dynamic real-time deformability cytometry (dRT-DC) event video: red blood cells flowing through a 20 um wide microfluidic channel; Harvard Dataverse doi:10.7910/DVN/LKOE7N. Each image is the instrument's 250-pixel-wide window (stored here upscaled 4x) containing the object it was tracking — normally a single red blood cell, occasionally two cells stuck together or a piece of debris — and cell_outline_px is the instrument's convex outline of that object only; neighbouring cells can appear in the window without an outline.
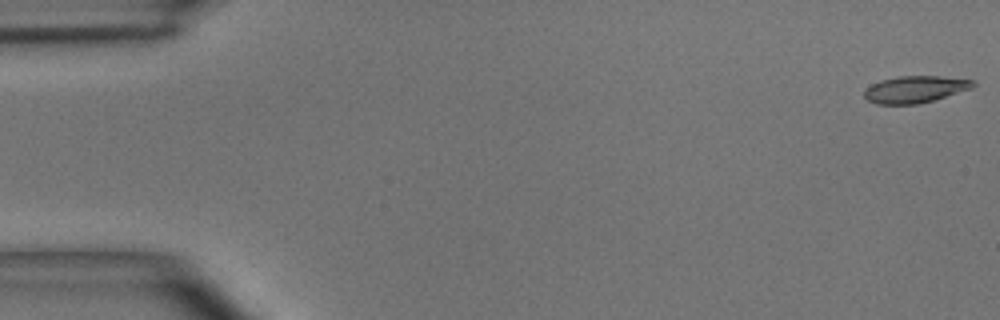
{"species": "common noctule bat (a hibernating species)", "species_latin": "Nyctalus noctula", "temperature_condition": "room temperature", "stored_images_in_passage": 50, "camera_frame_rate_fps": 3000, "um_per_image_px": 0.085, "animal": {"sex": "male", "body_mass_g": 15.6}, "frame": {"image": 1, "passage_image": 1, "time_ms": 0.0, "image_size_px": [1000, 320], "cell_outline_px": [[976, 84], [972, 88], [920, 104], [876, 104], [868, 100], [864, 96], [864, 88], [880, 80], [900, 76], [940, 76], [972, 80]], "centroid_in_image_um": [77.75, 7.59], "position_along_channel_um": 7.3, "area_um2": 16.99}}
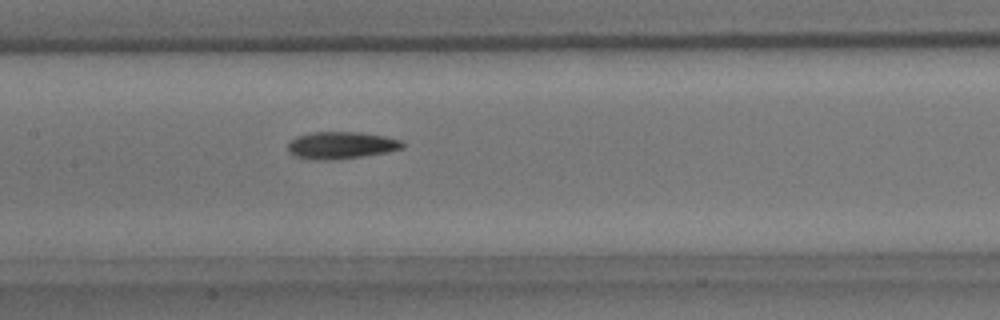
{"frame": {"image": 2, "passage_image": 24, "time_ms": 7.667, "image_size_px": [1000, 320], "cell_outline_px": [[404, 148], [364, 156], [296, 156], [288, 152], [288, 144], [296, 136], [308, 132], [360, 132], [384, 136], [404, 140]], "centroid_in_image_um": [29.09, 12.26], "position_along_channel_um": 178.3, "area_um2": 16.99}}
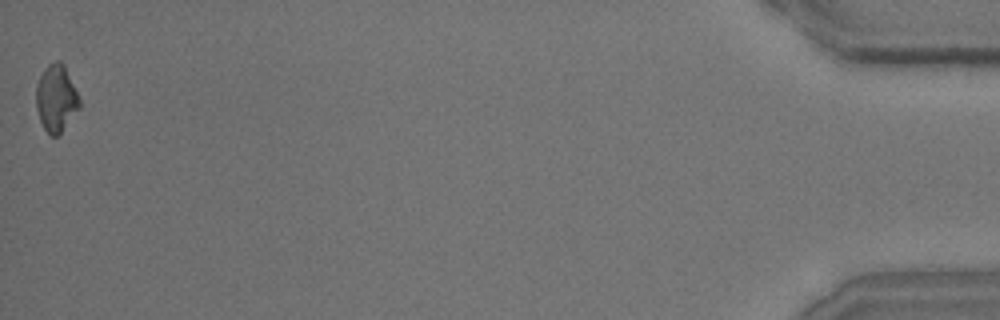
{"frame": {"image": 3, "passage_image": 50, "time_ms": 16.333, "image_size_px": [1000, 320], "cell_outline_px": [[80, 108], [60, 132], [56, 136], [52, 136], [44, 128], [40, 120], [36, 108], [36, 88], [40, 76], [48, 64], [56, 60], [60, 60], [64, 64], [80, 100]], "centroid_in_image_um": [4.77, 8.33], "position_along_channel_um": 430.4, "area_um2": 16.65}, "authors_computed_cell_mechanics": {"area_um2": 17.2822, "velocity_mm_per_s": 3.988, "shape_relaxation_time_tau1_ms": 3.2675, "shape_relaxation_time_tau2_ms": 8.6243, "deformation_change_tau1": 0.1633, "deformation_change_tau2": 0.2255}}